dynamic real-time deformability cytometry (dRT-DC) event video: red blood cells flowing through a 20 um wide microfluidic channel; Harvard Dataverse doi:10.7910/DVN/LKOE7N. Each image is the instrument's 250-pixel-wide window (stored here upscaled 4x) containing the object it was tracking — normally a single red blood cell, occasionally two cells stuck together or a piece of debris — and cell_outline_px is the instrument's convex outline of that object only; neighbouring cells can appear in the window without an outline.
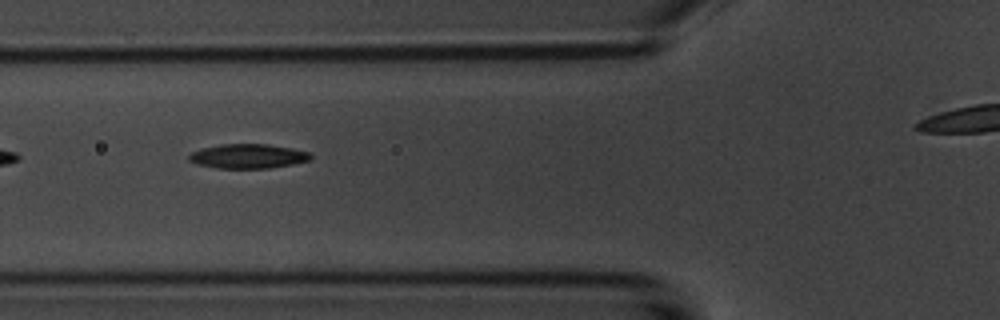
{"species": "common noctule bat (a hibernating species)", "species_latin": "Nyctalus noctula", "temperature_condition": "room temperature", "stored_images_in_passage": 9, "camera_frame_rate_fps": 3000, "um_per_image_px": 0.085, "animal": {"sex": "male", "body_mass_g": 20.1, "forearm_length_mm": 53.5}, "frame": {"image": 1, "passage_image": 6, "time_ms": 6.0, "image_size_px": [1000, 320], "cell_outline_px": [[312, 160], [292, 164], [268, 168], [216, 168], [196, 164], [188, 160], [188, 156], [192, 152], [204, 148], [220, 144], [268, 144], [292, 148], [308, 152], [312, 156]], "centroid_in_image_um": [21.08, 13.28], "position_along_channel_um": 104.7, "area_um2": 17.28}}
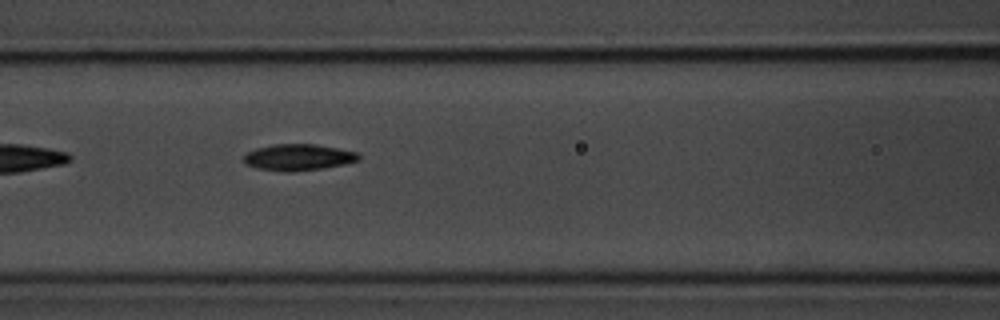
{"frame": {"image": 2, "passage_image": 7, "time_ms": 7.0, "image_size_px": [1000, 320], "cell_outline_px": [[360, 160], [344, 164], [324, 168], [292, 172], [284, 172], [256, 168], [244, 164], [244, 156], [248, 152], [256, 148], [272, 144], [316, 144], [356, 152], [360, 156]], "centroid_in_image_um": [25.33, 13.38], "position_along_channel_um": 141.3, "area_um2": 17.74}}
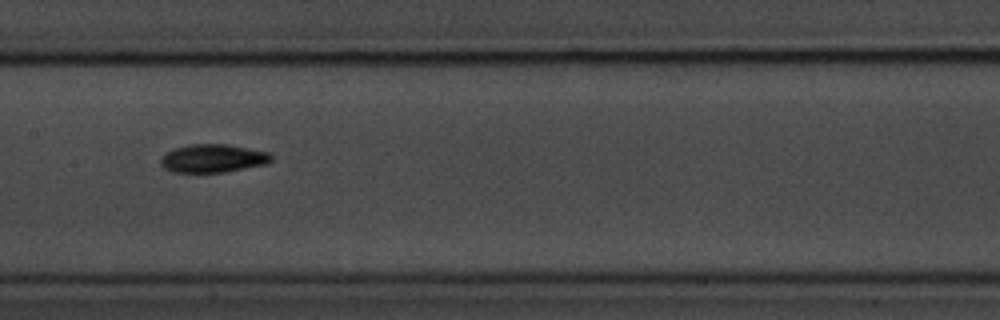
{"frame": {"image": 3, "passage_image": 8, "time_ms": 8.333, "image_size_px": [1000, 320], "cell_outline_px": [[272, 160], [268, 164], [224, 172], [172, 172], [164, 168], [160, 164], [160, 160], [168, 152], [176, 148], [192, 144], [228, 144], [268, 152], [272, 156]], "centroid_in_image_um": [18.13, 13.46], "position_along_channel_um": 189.3, "area_um2": 18.09}}